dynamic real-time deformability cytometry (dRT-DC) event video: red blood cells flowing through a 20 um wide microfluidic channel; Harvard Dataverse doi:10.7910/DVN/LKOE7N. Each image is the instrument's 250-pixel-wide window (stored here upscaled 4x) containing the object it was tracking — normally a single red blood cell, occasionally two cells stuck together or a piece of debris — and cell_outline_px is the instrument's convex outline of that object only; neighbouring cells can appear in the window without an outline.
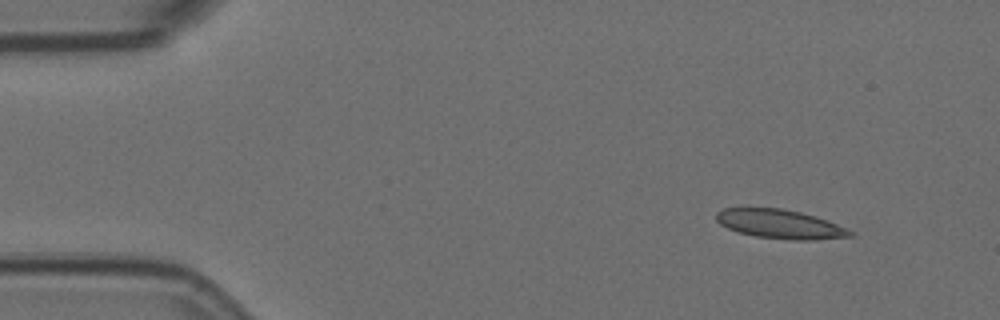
{"species": "Egyptian fruit bat (a non-hibernating species)", "species_latin": "Rousettus aegyptiacus", "temperature_condition": "room temperature", "stored_images_in_passage": 3, "camera_frame_rate_fps": 3000, "um_per_image_px": 0.085, "animal": {"sex": "female"}, "frame": {"image": 1, "passage_image": 1, "time_ms": 0.0, "image_size_px": [1000, 320], "cell_outline_px": [[852, 236], [816, 240], [792, 240], [756, 236], [736, 232], [720, 224], [716, 220], [716, 212], [724, 208], [744, 204], [748, 204], [780, 208], [800, 212], [816, 216], [828, 220], [852, 232]], "centroid_in_image_um": [66.18, 18.99], "position_along_channel_um": 18.8, "area_um2": 23.41}}